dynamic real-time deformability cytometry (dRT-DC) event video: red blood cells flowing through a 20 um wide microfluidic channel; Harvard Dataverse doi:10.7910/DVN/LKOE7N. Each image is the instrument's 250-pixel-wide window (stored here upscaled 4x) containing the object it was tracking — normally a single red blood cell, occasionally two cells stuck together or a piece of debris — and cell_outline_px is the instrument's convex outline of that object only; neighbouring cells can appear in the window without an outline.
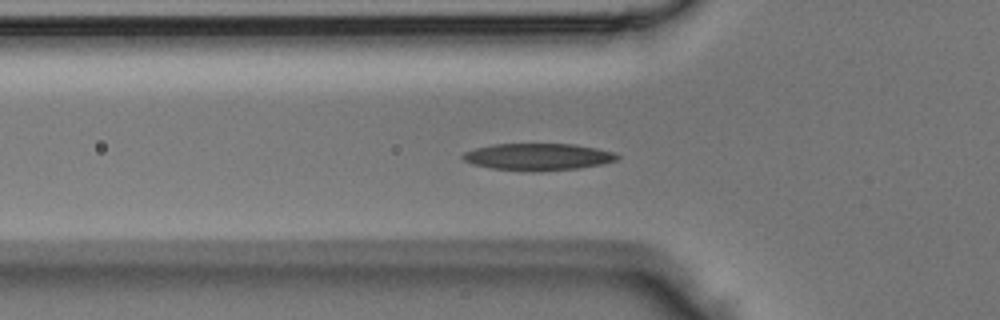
{"species": "Egyptian fruit bat (a non-hibernating species)", "species_latin": "Rousettus aegyptiacus", "temperature_condition": "room temperature", "stored_images_in_passage": 32, "segment_of_instrument_passage": [1, 2], "camera_frame_rate_fps": 3000, "um_per_image_px": 0.085, "animal": {"sex": "male"}, "frame": {"image": 1, "passage_image": 2, "time_ms": 0.333, "image_size_px": [1000, 320], "cell_outline_px": [[620, 156], [616, 160], [600, 164], [580, 168], [492, 168], [472, 164], [464, 160], [460, 156], [464, 152], [476, 148], [492, 144], [572, 144], [596, 148], [616, 152]], "centroid_in_image_um": [45.73, 13.27], "position_along_channel_um": 80.1, "area_um2": 23.0}}
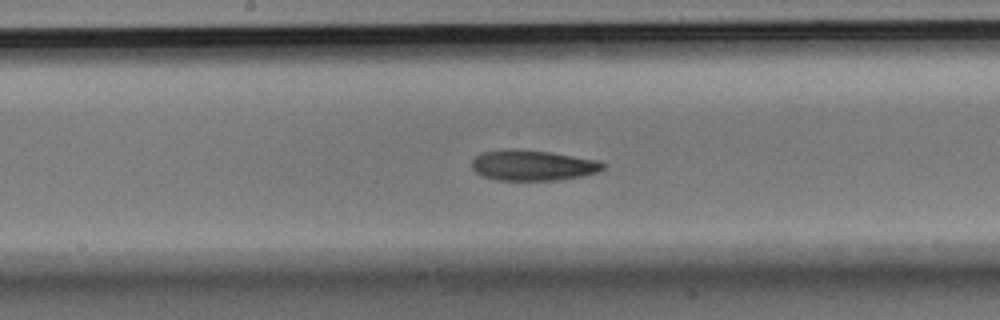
{"frame": {"image": 2, "passage_image": 10, "time_ms": 3.0, "image_size_px": [1000, 320], "cell_outline_px": [[604, 168], [596, 172], [584, 176], [556, 180], [496, 180], [484, 176], [476, 172], [472, 168], [472, 160], [476, 156], [484, 152], [508, 148], [516, 148], [552, 152], [600, 160], [604, 164]], "centroid_in_image_um": [45.3, 14.04], "position_along_channel_um": 202.9, "area_um2": 23.52}}
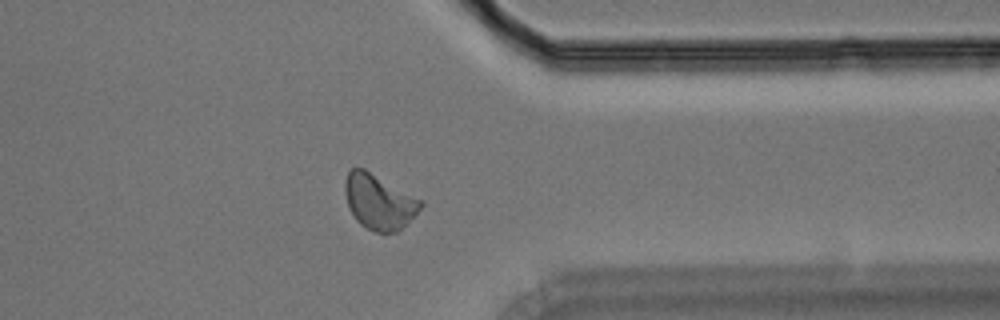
{"frame": {"image": 3, "passage_image": 22, "time_ms": 7.0, "image_size_px": [1000, 320], "cell_outline_px": [[424, 204], [396, 232], [376, 232], [360, 224], [356, 220], [348, 208], [344, 192], [344, 180], [348, 172], [352, 168], [364, 168], [424, 200]], "centroid_in_image_um": [32.19, 17.11], "position_along_channel_um": 379.2, "area_um2": 24.22}}